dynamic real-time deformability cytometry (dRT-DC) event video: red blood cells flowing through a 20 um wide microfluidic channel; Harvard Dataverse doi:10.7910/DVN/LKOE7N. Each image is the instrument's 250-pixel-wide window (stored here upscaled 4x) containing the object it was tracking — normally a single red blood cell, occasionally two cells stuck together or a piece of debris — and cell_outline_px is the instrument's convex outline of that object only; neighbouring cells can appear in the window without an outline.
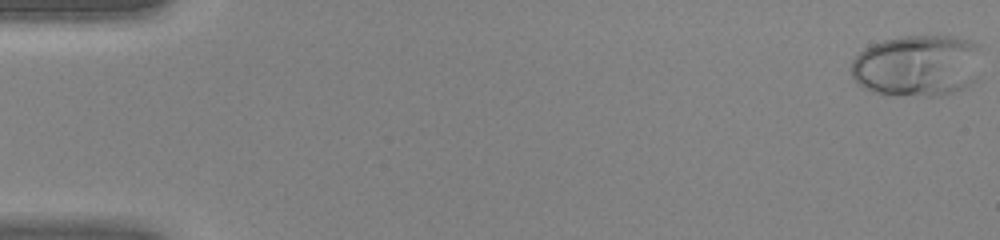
{"species": "human", "species_latin": "Homo sapiens", "temperature_condition": "warm", "stored_images_in_passage": 45, "camera_frame_rate_fps": 3000, "um_per_image_px": 0.085, "donor": {"sex": "female"}, "frame": {"image": 1, "passage_image": 1, "time_ms": 0.0, "image_size_px": [1000, 240], "cell_outline_px": [[980, 48], [976, 80], [964, 88], [952, 92], [936, 96], [924, 96], [872, 92], [856, 84], [852, 76], [852, 60], [864, 48], [872, 44], [884, 40], [900, 36], [952, 36], [972, 40]], "centroid_in_image_um": [77.96, 5.56], "position_along_channel_um": 7.0, "area_um2": 46.99}}
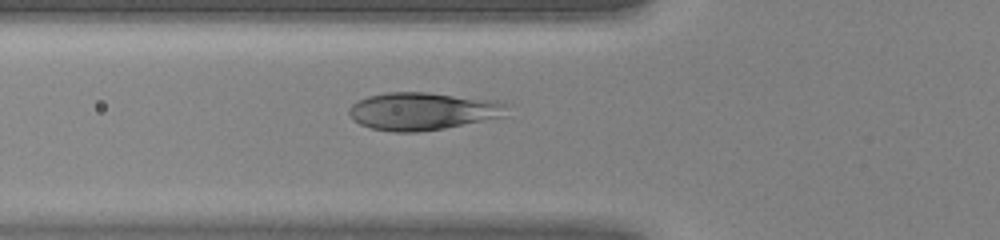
{"frame": {"image": 2, "passage_image": 17, "time_ms": 5.333, "image_size_px": [1000, 240], "cell_outline_px": [[512, 104], [508, 116], [444, 128], [416, 132], [392, 132], [372, 128], [360, 124], [348, 112], [348, 108], [356, 100], [368, 96], [388, 92], [424, 92], [500, 100]], "centroid_in_image_um": [36.04, 9.44], "position_along_channel_um": 89.8, "area_um2": 35.14}}
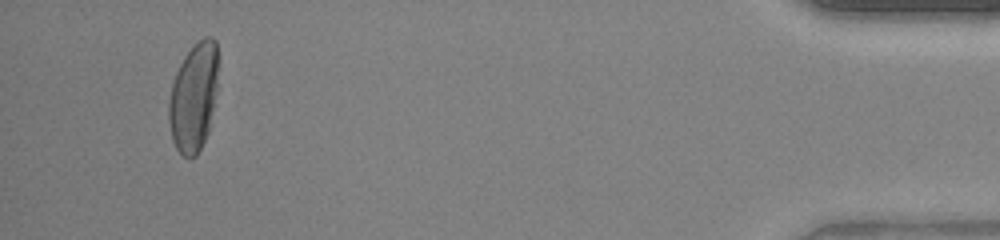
{"frame": {"image": 3, "passage_image": 43, "time_ms": 14.0, "image_size_px": [1000, 240], "cell_outline_px": [[216, 92], [208, 132], [196, 156], [188, 160], [176, 148], [172, 140], [168, 120], [168, 100], [172, 84], [176, 72], [184, 56], [204, 36], [212, 36], [216, 40]], "centroid_in_image_um": [16.43, 8.3], "position_along_channel_um": 418.8, "area_um2": 30.92}}